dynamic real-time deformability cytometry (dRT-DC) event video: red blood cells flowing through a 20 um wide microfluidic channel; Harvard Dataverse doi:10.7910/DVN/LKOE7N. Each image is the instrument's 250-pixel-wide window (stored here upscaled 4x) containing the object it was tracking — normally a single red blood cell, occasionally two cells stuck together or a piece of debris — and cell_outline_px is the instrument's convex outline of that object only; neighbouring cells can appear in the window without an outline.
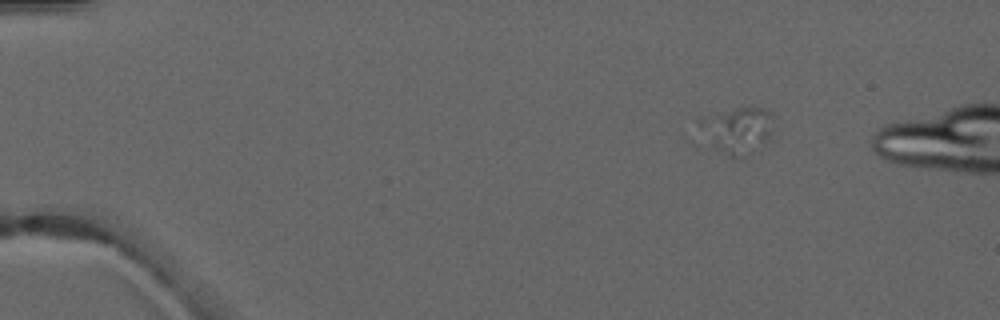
{"species": "common noctule bat (a hibernating species)", "species_latin": "Nyctalus noctula", "temperature_condition": "warm", "stored_images_in_passage": 3, "camera_frame_rate_fps": 3000, "um_per_image_px": 0.085, "animal": {"sex": "male", "forearm_length_mm": 52.5}, "frame": {"image": 1, "passage_image": 2, "time_ms": 1.0, "image_size_px": [1000, 320], "cell_outline_px": [[772, 140], [732, 160], [716, 148], [712, 144], [696, 120], [700, 116], [736, 108], [764, 108], [772, 116]], "centroid_in_image_um": [62.7, 11.05], "position_along_channel_um": 22.3, "area_um2": 19.77}}